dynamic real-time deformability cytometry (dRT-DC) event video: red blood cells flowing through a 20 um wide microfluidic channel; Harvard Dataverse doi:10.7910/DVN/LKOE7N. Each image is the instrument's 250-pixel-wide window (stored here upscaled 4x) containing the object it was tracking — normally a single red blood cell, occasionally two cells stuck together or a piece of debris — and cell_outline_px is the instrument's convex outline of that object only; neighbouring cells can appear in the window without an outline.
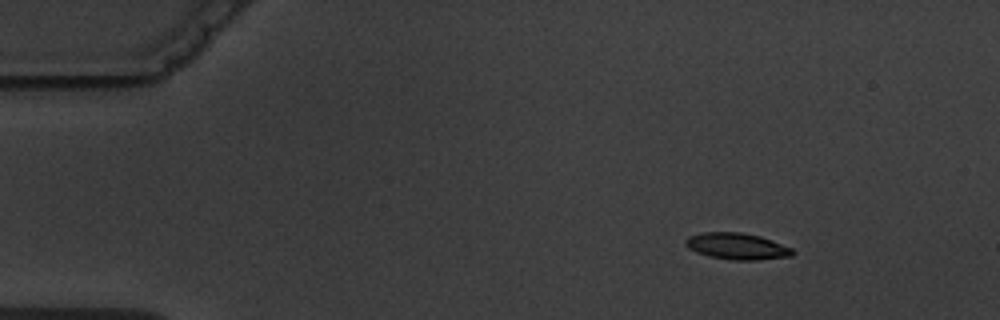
{"species": "common noctule bat (a hibernating species)", "species_latin": "Nyctalus noctula", "temperature_condition": "warm", "stored_images_in_passage": 7, "camera_frame_rate_fps": 3000, "um_per_image_px": 0.085, "animal": {"sex": "male", "body_mass_g": 19.5, "forearm_length_mm": 54.6}, "frame": {"image": 1, "passage_image": 1, "time_ms": 0.0, "image_size_px": [1000, 320], "cell_outline_px": [[796, 252], [792, 256], [756, 260], [732, 260], [708, 256], [696, 252], [688, 248], [684, 244], [684, 240], [688, 236], [704, 232], [740, 232], [760, 236], [772, 240], [792, 248]], "centroid_in_image_um": [62.63, 20.93], "position_along_channel_um": 22.4, "area_um2": 16.65}}
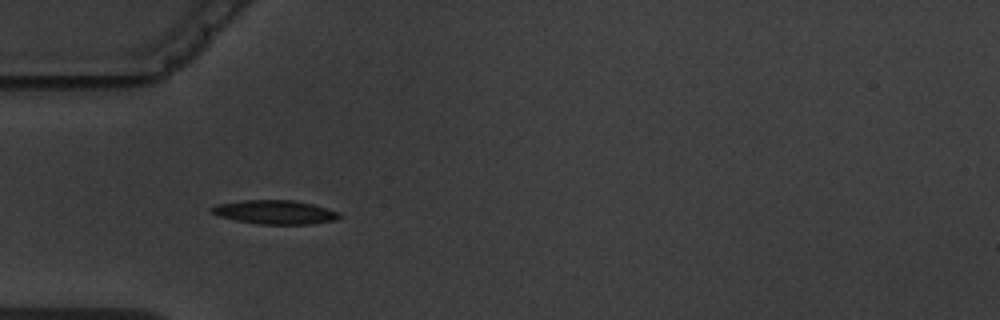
{"frame": {"image": 2, "passage_image": 4, "time_ms": 3.333, "image_size_px": [1000, 320], "cell_outline_px": [[340, 216], [336, 220], [312, 224], [260, 224], [236, 220], [220, 216], [212, 212], [208, 208], [216, 204], [244, 200], [296, 200], [312, 204], [340, 212]], "centroid_in_image_um": [23.38, 18.03], "position_along_channel_um": 61.6, "area_um2": 17.74}}
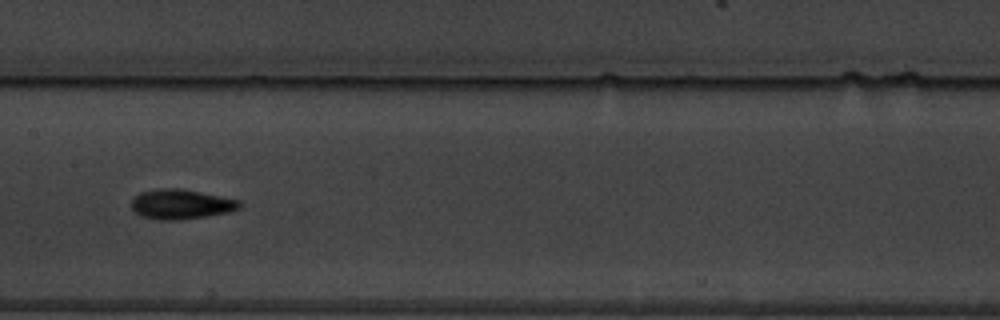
{"frame": {"image": 3, "passage_image": 7, "time_ms": 7.0, "image_size_px": [1000, 320], "cell_outline_px": [[240, 208], [228, 212], [180, 220], [160, 220], [140, 216], [132, 208], [132, 200], [140, 192], [160, 188], [180, 188], [240, 200]], "centroid_in_image_um": [15.37, 17.35], "position_along_channel_um": 192.0, "area_um2": 18.61}}